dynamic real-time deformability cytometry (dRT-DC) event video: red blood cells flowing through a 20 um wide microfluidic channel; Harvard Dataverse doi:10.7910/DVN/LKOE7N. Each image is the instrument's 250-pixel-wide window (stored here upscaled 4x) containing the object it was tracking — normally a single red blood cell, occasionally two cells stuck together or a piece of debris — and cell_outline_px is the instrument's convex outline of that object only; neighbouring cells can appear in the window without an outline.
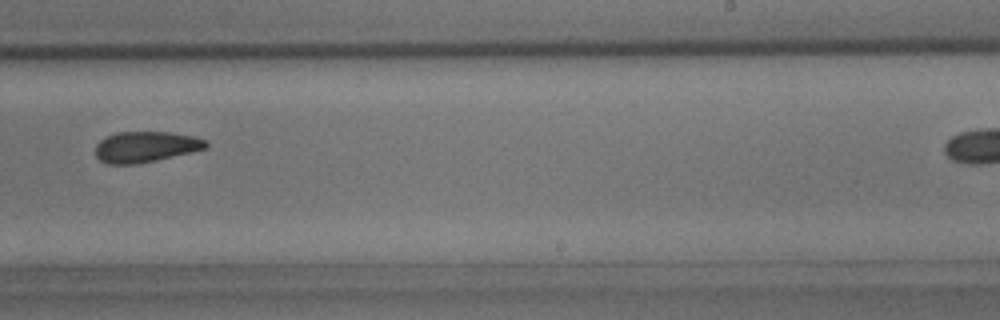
{"species": "common noctule bat (a hibernating species)", "species_latin": "Nyctalus noctula", "temperature_condition": "room temperature", "stored_images_in_passage": 32, "camera_frame_rate_fps": 3000, "um_per_image_px": 0.085, "animal": {"sex": "male", "body_mass_g": 15.6}, "frame": {"image": 1, "passage_image": 23, "time_ms": 7.333, "image_size_px": [1000, 320], "cell_outline_px": [[208, 148], [192, 152], [156, 160], [136, 164], [108, 164], [100, 160], [96, 156], [96, 144], [100, 140], [116, 132], [172, 132], [192, 136], [204, 140], [208, 144]], "centroid_in_image_um": [12.37, 12.48], "position_along_channel_um": 276.6, "area_um2": 19.77}}